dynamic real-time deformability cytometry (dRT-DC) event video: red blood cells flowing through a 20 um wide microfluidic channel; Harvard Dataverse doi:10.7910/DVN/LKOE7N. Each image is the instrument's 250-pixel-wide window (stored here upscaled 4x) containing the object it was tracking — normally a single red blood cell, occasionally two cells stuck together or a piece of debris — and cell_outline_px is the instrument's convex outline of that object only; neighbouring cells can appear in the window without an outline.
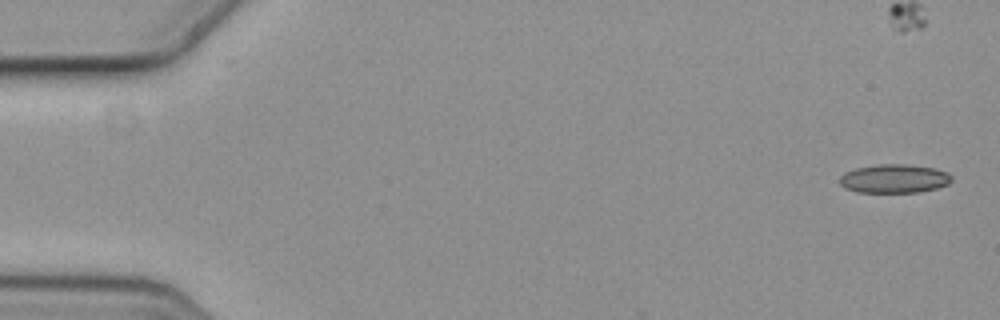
{"species": "common noctule bat (a hibernating species)", "species_latin": "Nyctalus noctula", "temperature_condition": "cold", "stored_images_in_passage": 4, "camera_frame_rate_fps": 3000, "um_per_image_px": 0.085, "animal": {"sex": "female", "body_mass_g": 19.3, "forearm_length_mm": 54.1}, "frame": {"image": 1, "passage_image": 1, "time_ms": 0.0, "image_size_px": [1000, 320], "cell_outline_px": [[952, 180], [948, 184], [936, 188], [920, 192], [856, 192], [844, 188], [840, 184], [840, 176], [844, 172], [856, 168], [880, 164], [908, 164], [932, 168], [948, 172], [952, 176]], "centroid_in_image_um": [76.0, 15.18], "position_along_channel_um": 9.0, "area_um2": 18.79}}